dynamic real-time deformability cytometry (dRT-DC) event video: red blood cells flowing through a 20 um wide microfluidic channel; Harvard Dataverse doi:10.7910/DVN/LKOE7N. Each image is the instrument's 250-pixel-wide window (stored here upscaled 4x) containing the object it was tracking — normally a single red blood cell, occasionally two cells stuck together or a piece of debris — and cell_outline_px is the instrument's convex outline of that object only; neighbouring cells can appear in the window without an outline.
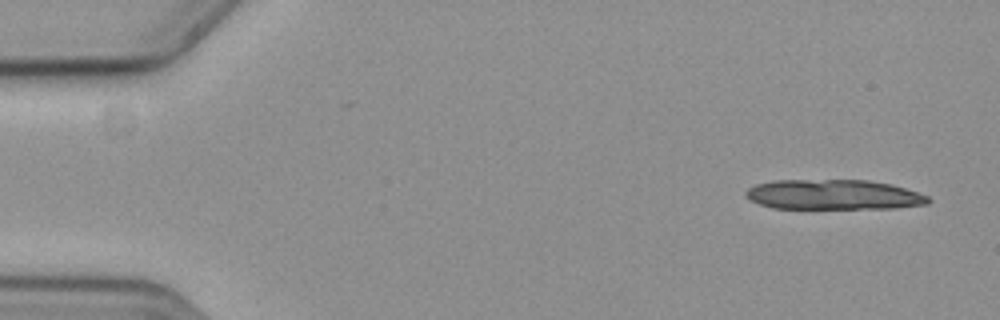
{"species": "common noctule bat (a hibernating species)", "species_latin": "Nyctalus noctula", "temperature_condition": "cold", "stored_images_in_passage": 16, "camera_frame_rate_fps": 3000, "um_per_image_px": 0.085, "animal": {"sex": "female", "body_mass_g": 19.3, "forearm_length_mm": 54.1}, "frame": {"image": 1, "passage_image": 3, "time_ms": 0.667, "image_size_px": [1000, 320], "cell_outline_px": [[932, 200], [928, 204], [892, 208], [772, 208], [760, 204], [752, 200], [744, 192], [748, 188], [756, 184], [772, 180], [868, 180], [892, 184], [928, 196]], "centroid_in_image_um": [70.86, 16.54], "position_along_channel_um": 14.1, "area_um2": 31.79}}